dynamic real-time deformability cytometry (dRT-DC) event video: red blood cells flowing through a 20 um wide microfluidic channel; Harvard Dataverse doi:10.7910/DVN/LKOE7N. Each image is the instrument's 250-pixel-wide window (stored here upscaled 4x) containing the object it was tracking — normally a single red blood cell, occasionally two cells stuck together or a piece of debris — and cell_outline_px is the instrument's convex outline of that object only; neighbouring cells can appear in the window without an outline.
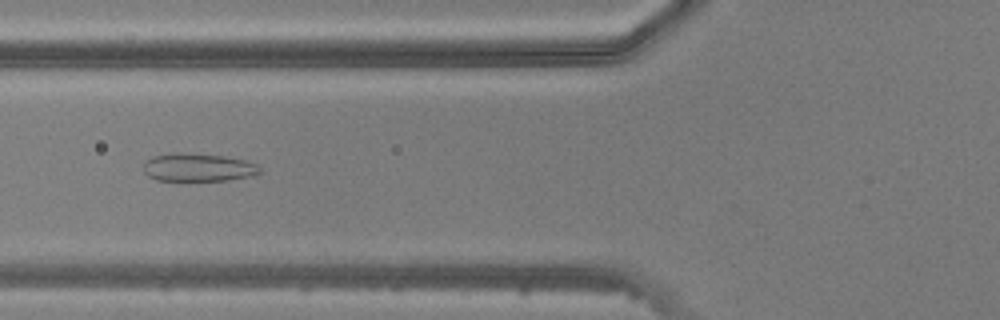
{"species": "common noctule bat (a hibernating species)", "species_latin": "Nyctalus noctula", "temperature_condition": "warm", "stored_images_in_passage": 48, "camera_frame_rate_fps": 3000, "um_per_image_px": 0.085, "animal": {"sex": "male", "body_mass_g": 20.5, "forearm_length_mm": 52.5}, "frame": {"image": 1, "passage_image": 19, "time_ms": 6.0, "image_size_px": [1000, 320], "cell_outline_px": [[260, 172], [256, 176], [228, 180], [156, 180], [148, 176], [144, 172], [144, 164], [152, 156], [224, 156], [244, 160], [256, 164], [260, 168]], "centroid_in_image_um": [16.93, 14.3], "position_along_channel_um": 108.9, "area_um2": 17.92}}
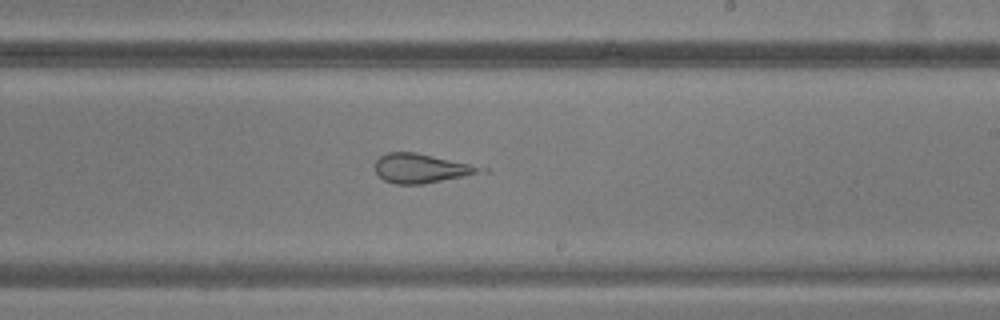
{"frame": {"image": 2, "passage_image": 29, "time_ms": 9.333, "image_size_px": [1000, 320], "cell_outline_px": [[492, 172], [424, 184], [396, 184], [384, 180], [376, 172], [376, 160], [380, 156], [388, 152], [416, 152], [488, 168]], "centroid_in_image_um": [35.92, 14.32], "position_along_channel_um": 253.1, "area_um2": 18.26}}
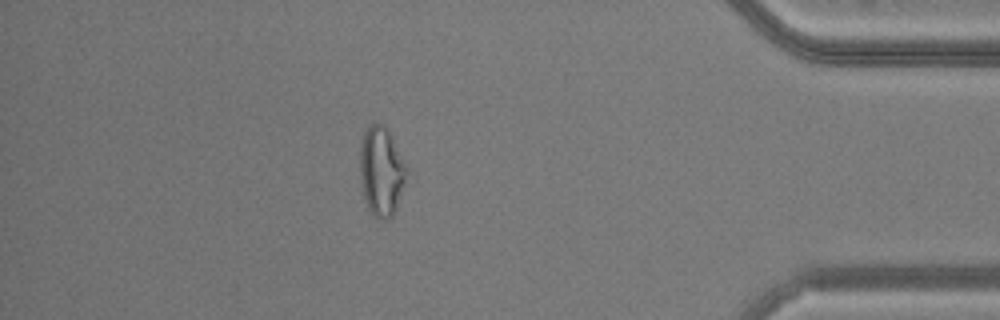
{"frame": {"image": 3, "passage_image": 42, "time_ms": 13.667, "image_size_px": [1000, 320], "cell_outline_px": [[408, 168], [404, 184], [396, 208], [392, 216], [388, 220], [380, 220], [372, 216], [368, 208], [364, 196], [360, 176], [360, 144], [364, 132], [368, 124], [384, 124], [392, 136]], "centroid_in_image_um": [32.41, 14.56], "position_along_channel_um": 402.8, "area_um2": 24.39}}